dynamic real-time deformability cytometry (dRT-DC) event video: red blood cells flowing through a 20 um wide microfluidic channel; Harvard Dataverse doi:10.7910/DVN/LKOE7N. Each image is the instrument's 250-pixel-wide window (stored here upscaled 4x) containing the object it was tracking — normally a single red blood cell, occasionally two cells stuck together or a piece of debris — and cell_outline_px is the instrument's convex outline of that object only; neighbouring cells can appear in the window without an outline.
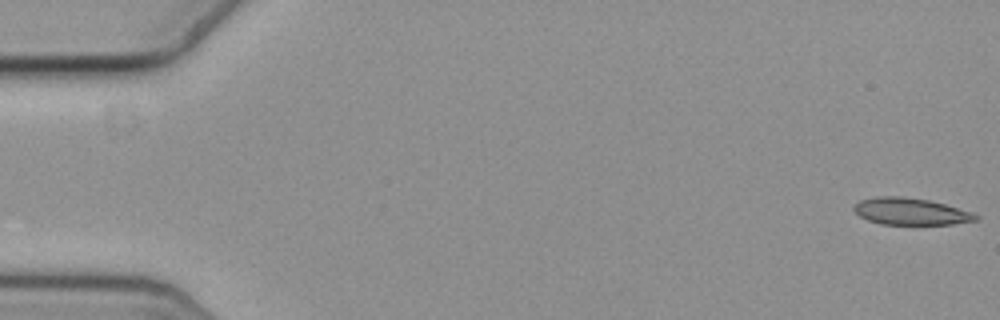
{"species": "common noctule bat (a hibernating species)", "species_latin": "Nyctalus noctula", "temperature_condition": "cold", "stored_images_in_passage": 57, "camera_frame_rate_fps": 3000, "um_per_image_px": 0.085, "animal": {"sex": "female", "body_mass_g": 19.3, "forearm_length_mm": 54.1}, "frame": {"image": 1, "passage_image": 1, "time_ms": 0.0, "image_size_px": [1000, 320], "cell_outline_px": [[980, 216], [976, 220], [952, 224], [912, 228], [880, 224], [868, 220], [860, 216], [852, 208], [860, 200], [876, 196], [900, 196], [928, 200], [944, 204], [972, 212]], "centroid_in_image_um": [77.41, 18.03], "position_along_channel_um": 7.6, "area_um2": 19.94}}
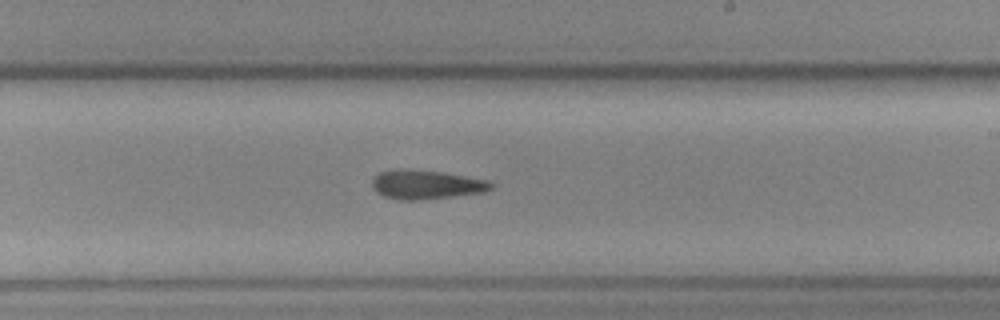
{"frame": {"image": 2, "passage_image": 34, "time_ms": 11.0, "image_size_px": [1000, 320], "cell_outline_px": [[496, 184], [492, 188], [484, 192], [420, 200], [400, 200], [384, 196], [376, 192], [372, 188], [372, 180], [380, 172], [392, 168], [408, 168], [444, 172], [488, 180]], "centroid_in_image_um": [36.21, 15.67], "position_along_channel_um": 252.8, "area_um2": 20.46}}
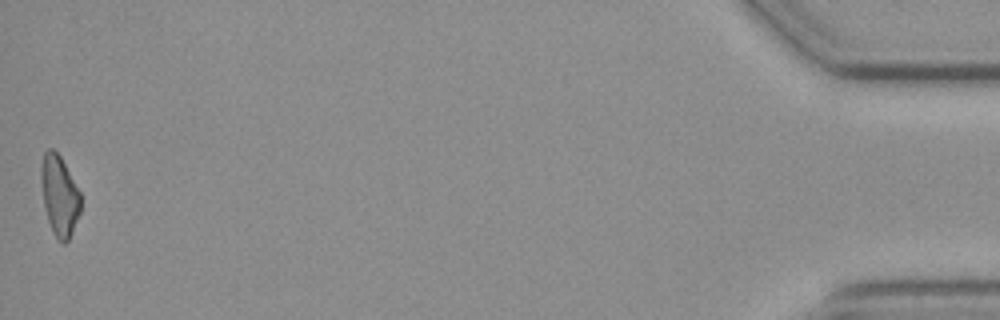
{"frame": {"image": 3, "passage_image": 57, "time_ms": 18.667, "image_size_px": [1000, 320], "cell_outline_px": [[80, 212], [72, 232], [68, 240], [64, 244], [60, 244], [56, 240], [48, 220], [44, 204], [40, 176], [40, 168], [44, 152], [48, 148], [52, 148], [60, 156], [80, 192]], "centroid_in_image_um": [5.04, 16.64], "position_along_channel_um": 430.2, "area_um2": 18.44}, "authors_computed_cell_mechanics": {"area_um2": 19.941, "velocity_mm_per_s": 3.6604, "shape_relaxation_time_tau1_ms": 8.4188, "shape_relaxation_time_tau2_ms": 9.8274, "deformation_change_tau1": 0.1819, "deformation_change_tau2": 0.2434}}